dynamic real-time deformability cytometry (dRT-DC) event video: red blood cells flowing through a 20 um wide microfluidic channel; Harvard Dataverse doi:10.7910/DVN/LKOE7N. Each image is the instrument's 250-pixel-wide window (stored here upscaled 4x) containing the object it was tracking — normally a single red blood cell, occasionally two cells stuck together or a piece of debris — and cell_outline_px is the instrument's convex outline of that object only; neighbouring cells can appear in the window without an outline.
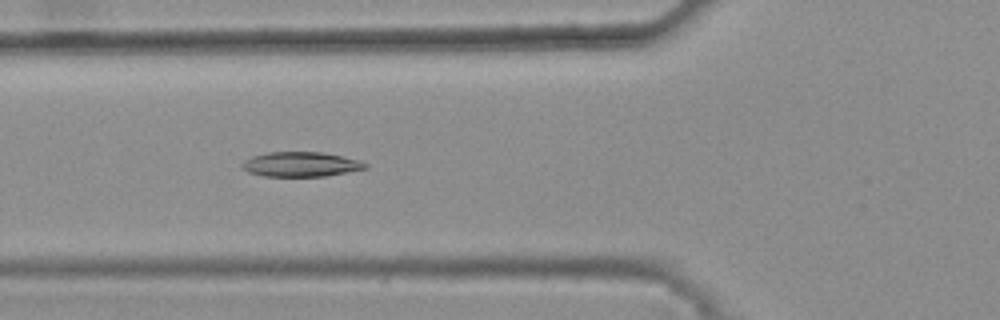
{"species": "common noctule bat (a hibernating species)", "species_latin": "Nyctalus noctula", "temperature_condition": "warm", "stored_images_in_passage": 46, "camera_frame_rate_fps": 3000, "um_per_image_px": 0.085, "animal": {"sex": "female", "body_mass_g": 25.1}, "frame": {"image": 1, "passage_image": 20, "time_ms": 6.333, "image_size_px": [1000, 320], "cell_outline_px": [[368, 168], [324, 176], [264, 176], [248, 172], [240, 168], [240, 164], [244, 160], [252, 156], [268, 152], [324, 152], [360, 160], [368, 164]], "centroid_in_image_um": [25.54, 13.96], "position_along_channel_um": 100.3, "area_um2": 17.86}}
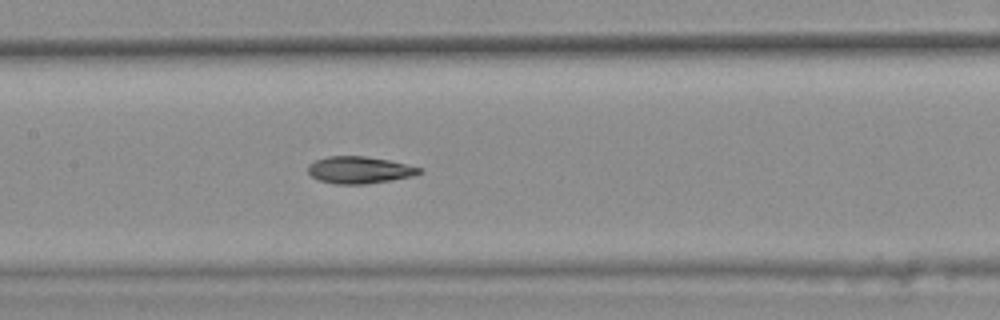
{"frame": {"image": 2, "passage_image": 26, "time_ms": 8.333, "image_size_px": [1000, 320], "cell_outline_px": [[424, 172], [412, 176], [392, 180], [364, 184], [336, 184], [320, 180], [312, 176], [308, 172], [308, 164], [316, 160], [328, 156], [364, 156], [388, 160], [424, 168]], "centroid_in_image_um": [30.58, 14.44], "position_along_channel_um": 176.8, "area_um2": 17.51}}
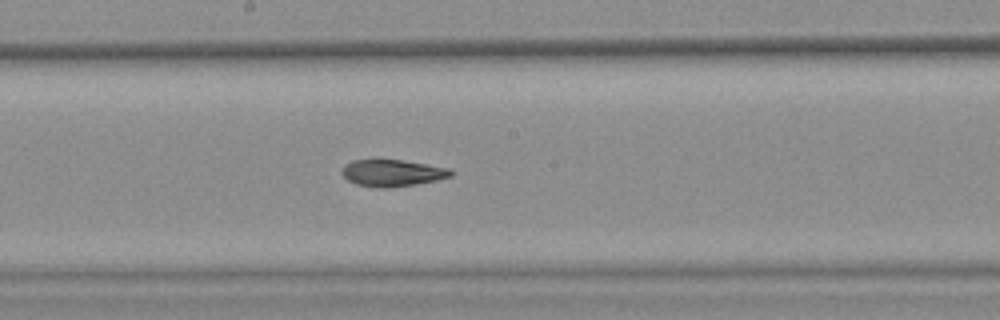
{"frame": {"image": 3, "passage_image": 29, "time_ms": 9.333, "image_size_px": [1000, 320], "cell_outline_px": [[452, 176], [436, 180], [416, 184], [388, 188], [376, 188], [356, 184], [348, 180], [340, 172], [344, 164], [352, 160], [376, 156], [448, 168], [452, 172]], "centroid_in_image_um": [33.24, 14.66], "position_along_channel_um": 215.0, "area_um2": 17.57}, "authors_computed_cell_mechanics": {"area_um2": 17.7157, "velocity_mm_per_s": 3.8155, "shape_relaxation_time_tau1_ms": null, "shape_relaxation_time_tau2_ms": 2.8804, "deformation_change_tau1": null, "deformation_change_tau2": 0.0879}}